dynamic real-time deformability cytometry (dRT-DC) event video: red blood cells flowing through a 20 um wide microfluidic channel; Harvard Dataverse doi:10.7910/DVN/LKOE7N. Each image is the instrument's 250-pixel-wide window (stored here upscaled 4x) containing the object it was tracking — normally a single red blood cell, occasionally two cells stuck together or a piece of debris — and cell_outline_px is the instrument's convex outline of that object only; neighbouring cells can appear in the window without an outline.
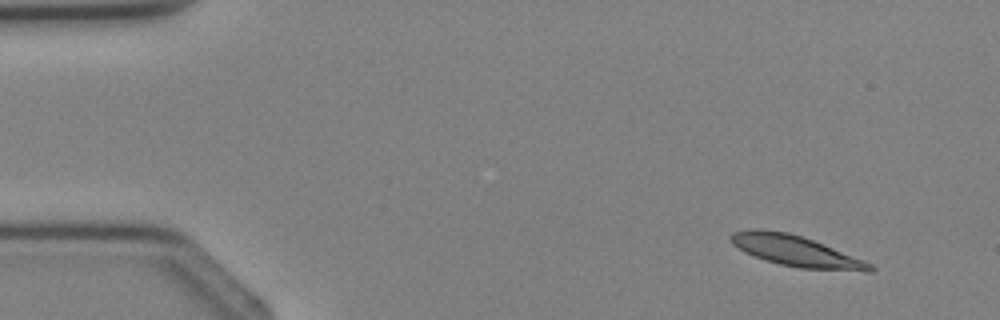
{"species": "Egyptian fruit bat (a non-hibernating species)", "species_latin": "Rousettus aegyptiacus", "temperature_condition": "cold", "stored_images_in_passage": 3, "camera_frame_rate_fps": 3000, "um_per_image_px": 0.085, "animal": {"sex": "female"}, "frame": {"image": 1, "passage_image": 1, "time_ms": 0.0, "image_size_px": [1000, 320], "cell_outline_px": [[876, 268], [872, 272], [868, 272], [800, 268], [780, 264], [764, 260], [744, 252], [732, 244], [728, 236], [732, 232], [748, 228], [760, 228], [788, 232], [812, 240], [864, 260], [872, 264]], "centroid_in_image_um": [67.61, 21.33], "position_along_channel_um": 17.4, "area_um2": 25.14}}
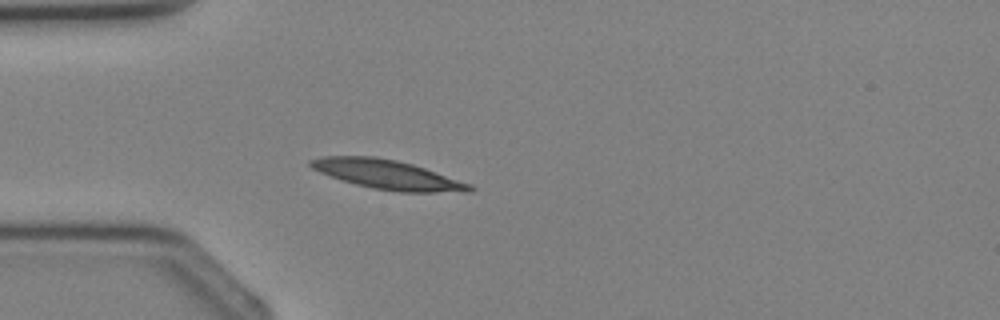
{"frame": {"image": 2, "passage_image": 3, "time_ms": 2.333, "image_size_px": [1000, 320], "cell_outline_px": [[476, 188], [472, 192], [400, 192], [372, 188], [356, 184], [320, 172], [312, 168], [308, 164], [308, 160], [320, 156], [376, 156], [396, 160], [412, 164], [472, 184]], "centroid_in_image_um": [32.96, 14.84], "position_along_channel_um": 52.0, "area_um2": 27.05}}